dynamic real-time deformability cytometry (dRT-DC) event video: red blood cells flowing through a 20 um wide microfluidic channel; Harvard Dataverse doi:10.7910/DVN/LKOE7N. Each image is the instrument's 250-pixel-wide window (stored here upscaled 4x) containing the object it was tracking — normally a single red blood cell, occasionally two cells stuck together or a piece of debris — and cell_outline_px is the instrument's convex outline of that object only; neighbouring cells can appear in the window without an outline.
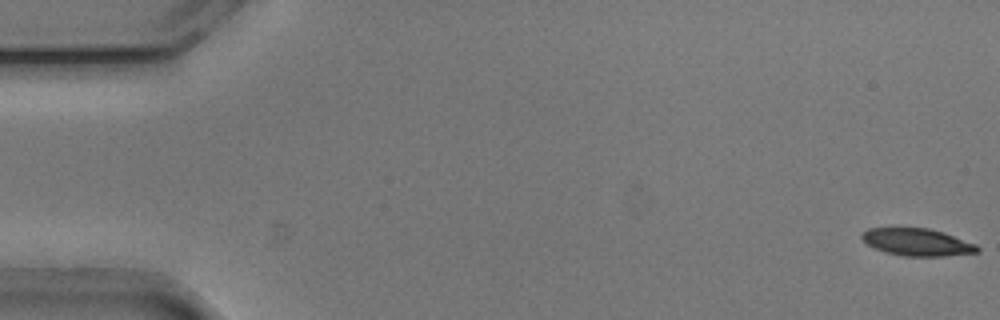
{"species": "common noctule bat (a hibernating species)", "species_latin": "Nyctalus noctula", "temperature_condition": "cold", "stored_images_in_passage": 54, "camera_frame_rate_fps": 3000, "um_per_image_px": 0.085, "animal": {"sex": "male", "body_mass_g": 20.5, "forearm_length_mm": 52.5}, "frame": {"image": 1, "passage_image": 1, "time_ms": 0.0, "image_size_px": [1000, 320], "cell_outline_px": [[980, 252], [944, 256], [904, 256], [884, 252], [872, 248], [860, 236], [860, 232], [868, 228], [892, 224], [928, 228], [944, 232], [976, 244], [980, 248]], "centroid_in_image_um": [77.87, 20.52], "position_along_channel_um": 7.1, "area_um2": 19.42}}
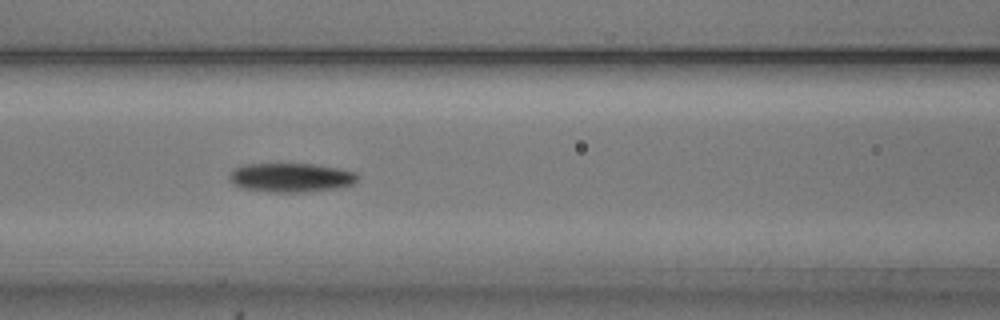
{"frame": {"image": 2, "passage_image": 23, "time_ms": 7.333, "image_size_px": [1000, 320], "cell_outline_px": [[360, 176], [352, 184], [336, 188], [304, 192], [268, 192], [240, 188], [232, 184], [228, 180], [228, 176], [236, 168], [244, 164], [312, 164], [340, 168], [356, 172]], "centroid_in_image_um": [24.71, 15.09], "position_along_channel_um": 141.9, "area_um2": 21.85}}
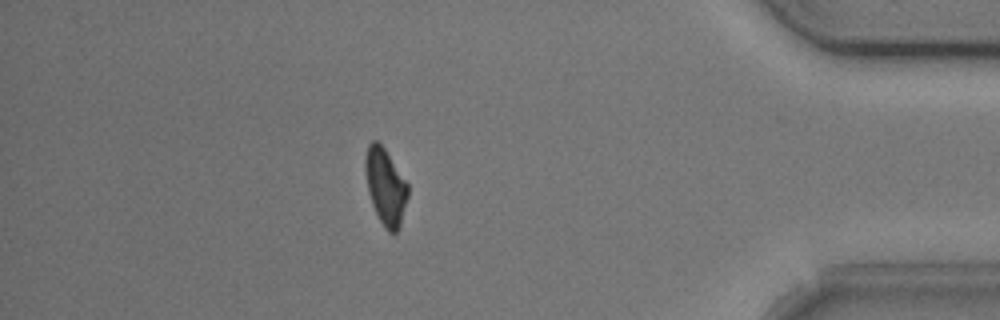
{"frame": {"image": 3, "passage_image": 47, "time_ms": 15.333, "image_size_px": [1000, 320], "cell_outline_px": [[408, 196], [400, 228], [396, 232], [388, 232], [384, 228], [372, 204], [368, 192], [364, 168], [364, 160], [368, 144], [372, 140], [376, 140], [384, 148], [408, 184]], "centroid_in_image_um": [32.76, 15.87], "position_along_channel_um": 402.4, "area_um2": 18.96}, "authors_computed_cell_mechanics": {"area_um2": 20.0855, "velocity_mm_per_s": 3.7828, "shape_relaxation_time_tau1_ms": 3.3043, "shape_relaxation_time_tau2_ms": null, "deformation_change_tau1": 0.1066, "deformation_change_tau2": null}}